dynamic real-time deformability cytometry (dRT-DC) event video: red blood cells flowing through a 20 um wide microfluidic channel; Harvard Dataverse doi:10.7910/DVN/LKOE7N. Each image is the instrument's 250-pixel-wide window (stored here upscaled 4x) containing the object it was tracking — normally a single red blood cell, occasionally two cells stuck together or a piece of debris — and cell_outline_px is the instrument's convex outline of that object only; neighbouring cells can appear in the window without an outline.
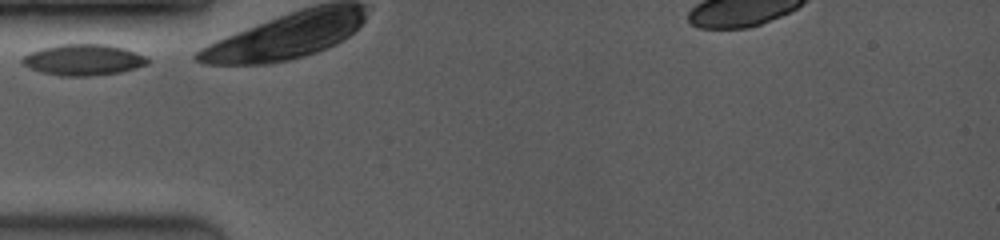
{"species": "common noctule bat (a hibernating species)", "species_latin": "Nyctalus noctula", "temperature_condition": "room temperature", "stored_images_in_passage": 20, "camera_frame_rate_fps": 3500, "um_per_image_px": 0.085, "animal": {"sex": "female", "body_mass_g": 19.0, "forearm_length_mm": 53.3}, "frame": {"image": 1, "passage_image": 1, "time_ms": 0.0, "image_size_px": [1000, 240], "cell_outline_px": [[152, 60], [148, 64], [136, 68], [120, 72], [92, 76], [60, 76], [40, 72], [24, 64], [20, 60], [28, 52], [40, 48], [60, 44], [108, 44], [124, 48], [136, 52]], "centroid_in_image_um": [7.1, 5.08], "position_along_channel_um": 77.9, "area_um2": 22.89}}